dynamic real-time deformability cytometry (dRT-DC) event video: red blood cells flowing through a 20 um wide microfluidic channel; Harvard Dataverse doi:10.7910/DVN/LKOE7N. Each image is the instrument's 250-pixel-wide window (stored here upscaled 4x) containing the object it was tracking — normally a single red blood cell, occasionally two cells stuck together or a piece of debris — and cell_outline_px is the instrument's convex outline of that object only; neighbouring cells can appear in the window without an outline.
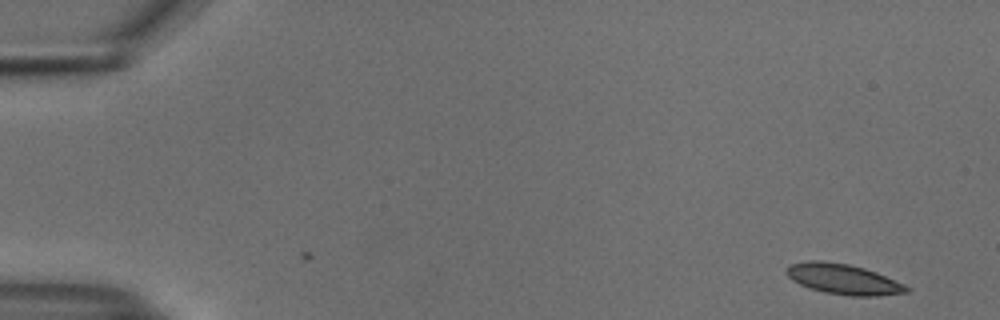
{"species": "common noctule bat (a hibernating species)", "species_latin": "Nyctalus noctula", "temperature_condition": "cold", "stored_images_in_passage": 2, "camera_frame_rate_fps": 3000, "um_per_image_px": 0.085, "animal": {"sex": "male", "body_mass_g": 18.8}, "frame": {"image": 1, "passage_image": 2, "time_ms": 0.333, "image_size_px": [1000, 320], "cell_outline_px": [[912, 288], [908, 292], [876, 296], [852, 296], [824, 292], [808, 288], [792, 280], [784, 272], [784, 268], [788, 264], [808, 260], [824, 260], [848, 264], [864, 268], [876, 272], [904, 284]], "centroid_in_image_um": [71.63, 23.71], "position_along_channel_um": 13.4, "area_um2": 21.5}}